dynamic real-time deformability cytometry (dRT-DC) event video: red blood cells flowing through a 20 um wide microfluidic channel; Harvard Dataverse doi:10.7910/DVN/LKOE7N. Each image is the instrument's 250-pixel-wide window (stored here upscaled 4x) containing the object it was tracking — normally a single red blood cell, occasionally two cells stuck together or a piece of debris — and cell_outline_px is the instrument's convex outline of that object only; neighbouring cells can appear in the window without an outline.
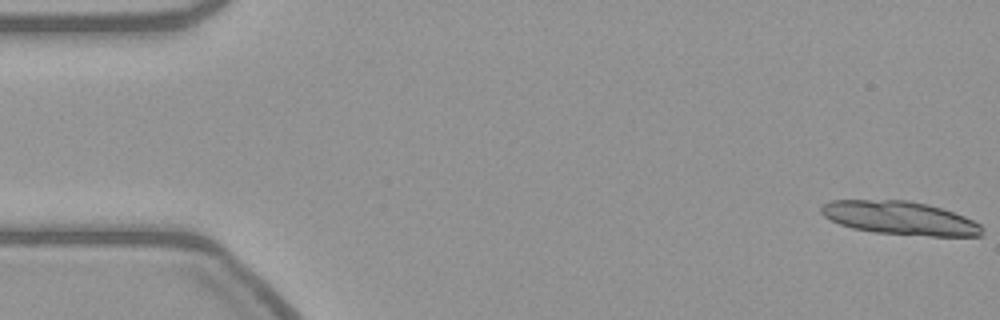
{"species": "common noctule bat (a hibernating species)", "species_latin": "Nyctalus noctula", "temperature_condition": "warm", "stored_images_in_passage": 10, "camera_frame_rate_fps": 3000, "um_per_image_px": 0.085, "animal": {"sex": "female", "body_mass_g": 21.9}, "frame": {"image": 1, "passage_image": 1, "time_ms": 0.0, "image_size_px": [1000, 320], "cell_outline_px": [[984, 228], [980, 236], [932, 236], [876, 232], [852, 228], [840, 224], [824, 216], [820, 212], [820, 208], [824, 204], [832, 200], [908, 200], [928, 204], [964, 216], [980, 224]], "centroid_in_image_um": [76.5, 18.53], "position_along_channel_um": 8.5, "area_um2": 31.1}}